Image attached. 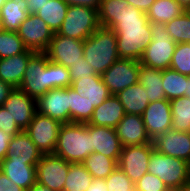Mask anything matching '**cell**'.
I'll return each mask as SVG.
<instances>
[{
    "instance_id": "cell-1",
    "label": "cell",
    "mask_w": 190,
    "mask_h": 191,
    "mask_svg": "<svg viewBox=\"0 0 190 191\" xmlns=\"http://www.w3.org/2000/svg\"><path fill=\"white\" fill-rule=\"evenodd\" d=\"M112 30L116 33L120 59L139 61L152 41L151 22L147 14L131 5L123 7L119 23Z\"/></svg>"
},
{
    "instance_id": "cell-2",
    "label": "cell",
    "mask_w": 190,
    "mask_h": 191,
    "mask_svg": "<svg viewBox=\"0 0 190 191\" xmlns=\"http://www.w3.org/2000/svg\"><path fill=\"white\" fill-rule=\"evenodd\" d=\"M71 85L68 68L49 61L44 52H36L27 63L19 89L37 100L50 89Z\"/></svg>"
},
{
    "instance_id": "cell-3",
    "label": "cell",
    "mask_w": 190,
    "mask_h": 191,
    "mask_svg": "<svg viewBox=\"0 0 190 191\" xmlns=\"http://www.w3.org/2000/svg\"><path fill=\"white\" fill-rule=\"evenodd\" d=\"M91 153V124L71 122L60 126L54 155L69 163H82Z\"/></svg>"
},
{
    "instance_id": "cell-4",
    "label": "cell",
    "mask_w": 190,
    "mask_h": 191,
    "mask_svg": "<svg viewBox=\"0 0 190 191\" xmlns=\"http://www.w3.org/2000/svg\"><path fill=\"white\" fill-rule=\"evenodd\" d=\"M83 51L86 62L91 64L98 75H102L113 63L120 59L116 33L105 27H99L84 40Z\"/></svg>"
},
{
    "instance_id": "cell-5",
    "label": "cell",
    "mask_w": 190,
    "mask_h": 191,
    "mask_svg": "<svg viewBox=\"0 0 190 191\" xmlns=\"http://www.w3.org/2000/svg\"><path fill=\"white\" fill-rule=\"evenodd\" d=\"M152 41L144 49L139 62L155 69L170 68L177 43L171 39L165 24L151 23Z\"/></svg>"
},
{
    "instance_id": "cell-6",
    "label": "cell",
    "mask_w": 190,
    "mask_h": 191,
    "mask_svg": "<svg viewBox=\"0 0 190 191\" xmlns=\"http://www.w3.org/2000/svg\"><path fill=\"white\" fill-rule=\"evenodd\" d=\"M148 173L158 176L169 189L177 190L190 180V163L154 150L149 158Z\"/></svg>"
},
{
    "instance_id": "cell-7",
    "label": "cell",
    "mask_w": 190,
    "mask_h": 191,
    "mask_svg": "<svg viewBox=\"0 0 190 191\" xmlns=\"http://www.w3.org/2000/svg\"><path fill=\"white\" fill-rule=\"evenodd\" d=\"M100 27L98 9L69 5L58 34L84 41Z\"/></svg>"
},
{
    "instance_id": "cell-8",
    "label": "cell",
    "mask_w": 190,
    "mask_h": 191,
    "mask_svg": "<svg viewBox=\"0 0 190 191\" xmlns=\"http://www.w3.org/2000/svg\"><path fill=\"white\" fill-rule=\"evenodd\" d=\"M61 125L59 121L36 112L25 131L43 155L54 154Z\"/></svg>"
},
{
    "instance_id": "cell-9",
    "label": "cell",
    "mask_w": 190,
    "mask_h": 191,
    "mask_svg": "<svg viewBox=\"0 0 190 191\" xmlns=\"http://www.w3.org/2000/svg\"><path fill=\"white\" fill-rule=\"evenodd\" d=\"M153 151V143L122 147L117 162L118 167L135 184L143 175L148 173L149 158Z\"/></svg>"
},
{
    "instance_id": "cell-10",
    "label": "cell",
    "mask_w": 190,
    "mask_h": 191,
    "mask_svg": "<svg viewBox=\"0 0 190 191\" xmlns=\"http://www.w3.org/2000/svg\"><path fill=\"white\" fill-rule=\"evenodd\" d=\"M140 62L132 59H119L101 76L111 95H116L127 87L138 83Z\"/></svg>"
},
{
    "instance_id": "cell-11",
    "label": "cell",
    "mask_w": 190,
    "mask_h": 191,
    "mask_svg": "<svg viewBox=\"0 0 190 191\" xmlns=\"http://www.w3.org/2000/svg\"><path fill=\"white\" fill-rule=\"evenodd\" d=\"M70 163L54 155H42L36 164V181L53 191H63Z\"/></svg>"
},
{
    "instance_id": "cell-12",
    "label": "cell",
    "mask_w": 190,
    "mask_h": 191,
    "mask_svg": "<svg viewBox=\"0 0 190 191\" xmlns=\"http://www.w3.org/2000/svg\"><path fill=\"white\" fill-rule=\"evenodd\" d=\"M24 46L34 52H45L54 32L36 14H29L17 31Z\"/></svg>"
},
{
    "instance_id": "cell-13",
    "label": "cell",
    "mask_w": 190,
    "mask_h": 191,
    "mask_svg": "<svg viewBox=\"0 0 190 191\" xmlns=\"http://www.w3.org/2000/svg\"><path fill=\"white\" fill-rule=\"evenodd\" d=\"M37 112L61 124L70 123V87L48 90L36 100Z\"/></svg>"
},
{
    "instance_id": "cell-14",
    "label": "cell",
    "mask_w": 190,
    "mask_h": 191,
    "mask_svg": "<svg viewBox=\"0 0 190 191\" xmlns=\"http://www.w3.org/2000/svg\"><path fill=\"white\" fill-rule=\"evenodd\" d=\"M83 46L84 41L65 37L55 32L44 53L49 61L68 68L84 56Z\"/></svg>"
},
{
    "instance_id": "cell-15",
    "label": "cell",
    "mask_w": 190,
    "mask_h": 191,
    "mask_svg": "<svg viewBox=\"0 0 190 191\" xmlns=\"http://www.w3.org/2000/svg\"><path fill=\"white\" fill-rule=\"evenodd\" d=\"M146 132L151 140L172 128L170 100L163 99L149 103L142 114Z\"/></svg>"
},
{
    "instance_id": "cell-16",
    "label": "cell",
    "mask_w": 190,
    "mask_h": 191,
    "mask_svg": "<svg viewBox=\"0 0 190 191\" xmlns=\"http://www.w3.org/2000/svg\"><path fill=\"white\" fill-rule=\"evenodd\" d=\"M154 150L160 154L190 163V135L172 128L152 140Z\"/></svg>"
},
{
    "instance_id": "cell-17",
    "label": "cell",
    "mask_w": 190,
    "mask_h": 191,
    "mask_svg": "<svg viewBox=\"0 0 190 191\" xmlns=\"http://www.w3.org/2000/svg\"><path fill=\"white\" fill-rule=\"evenodd\" d=\"M14 118L16 124L25 130L37 112L36 99L19 88H14L3 105Z\"/></svg>"
},
{
    "instance_id": "cell-18",
    "label": "cell",
    "mask_w": 190,
    "mask_h": 191,
    "mask_svg": "<svg viewBox=\"0 0 190 191\" xmlns=\"http://www.w3.org/2000/svg\"><path fill=\"white\" fill-rule=\"evenodd\" d=\"M122 147L152 143L148 136L142 115L125 114L115 127Z\"/></svg>"
},
{
    "instance_id": "cell-19",
    "label": "cell",
    "mask_w": 190,
    "mask_h": 191,
    "mask_svg": "<svg viewBox=\"0 0 190 191\" xmlns=\"http://www.w3.org/2000/svg\"><path fill=\"white\" fill-rule=\"evenodd\" d=\"M91 147L94 152L119 160L122 145L115 128L91 125Z\"/></svg>"
},
{
    "instance_id": "cell-20",
    "label": "cell",
    "mask_w": 190,
    "mask_h": 191,
    "mask_svg": "<svg viewBox=\"0 0 190 191\" xmlns=\"http://www.w3.org/2000/svg\"><path fill=\"white\" fill-rule=\"evenodd\" d=\"M42 155L30 136L23 130L10 138L7 157L4 160L28 161V164L36 166Z\"/></svg>"
},
{
    "instance_id": "cell-21",
    "label": "cell",
    "mask_w": 190,
    "mask_h": 191,
    "mask_svg": "<svg viewBox=\"0 0 190 191\" xmlns=\"http://www.w3.org/2000/svg\"><path fill=\"white\" fill-rule=\"evenodd\" d=\"M125 114L124 106L116 95H110L103 103L94 109L92 117L86 124L115 128Z\"/></svg>"
},
{
    "instance_id": "cell-22",
    "label": "cell",
    "mask_w": 190,
    "mask_h": 191,
    "mask_svg": "<svg viewBox=\"0 0 190 191\" xmlns=\"http://www.w3.org/2000/svg\"><path fill=\"white\" fill-rule=\"evenodd\" d=\"M36 52L27 49L24 53L0 59V79L14 88H19L27 63Z\"/></svg>"
},
{
    "instance_id": "cell-23",
    "label": "cell",
    "mask_w": 190,
    "mask_h": 191,
    "mask_svg": "<svg viewBox=\"0 0 190 191\" xmlns=\"http://www.w3.org/2000/svg\"><path fill=\"white\" fill-rule=\"evenodd\" d=\"M0 170L16 185L27 191L36 182V166L28 161L2 160Z\"/></svg>"
},
{
    "instance_id": "cell-24",
    "label": "cell",
    "mask_w": 190,
    "mask_h": 191,
    "mask_svg": "<svg viewBox=\"0 0 190 191\" xmlns=\"http://www.w3.org/2000/svg\"><path fill=\"white\" fill-rule=\"evenodd\" d=\"M71 87H73L80 96L86 97L95 108L111 95L108 87L102 80V76L98 74L78 79L72 83Z\"/></svg>"
},
{
    "instance_id": "cell-25",
    "label": "cell",
    "mask_w": 190,
    "mask_h": 191,
    "mask_svg": "<svg viewBox=\"0 0 190 191\" xmlns=\"http://www.w3.org/2000/svg\"><path fill=\"white\" fill-rule=\"evenodd\" d=\"M29 14L26 0H6L0 10V29L17 32Z\"/></svg>"
},
{
    "instance_id": "cell-26",
    "label": "cell",
    "mask_w": 190,
    "mask_h": 191,
    "mask_svg": "<svg viewBox=\"0 0 190 191\" xmlns=\"http://www.w3.org/2000/svg\"><path fill=\"white\" fill-rule=\"evenodd\" d=\"M127 114L142 115L150 101L144 87L137 83L116 94Z\"/></svg>"
},
{
    "instance_id": "cell-27",
    "label": "cell",
    "mask_w": 190,
    "mask_h": 191,
    "mask_svg": "<svg viewBox=\"0 0 190 191\" xmlns=\"http://www.w3.org/2000/svg\"><path fill=\"white\" fill-rule=\"evenodd\" d=\"M138 83L146 90L150 103L166 99L163 90L162 70L140 64Z\"/></svg>"
},
{
    "instance_id": "cell-28",
    "label": "cell",
    "mask_w": 190,
    "mask_h": 191,
    "mask_svg": "<svg viewBox=\"0 0 190 191\" xmlns=\"http://www.w3.org/2000/svg\"><path fill=\"white\" fill-rule=\"evenodd\" d=\"M183 12L185 10L176 0H156L146 14L151 23L165 24Z\"/></svg>"
},
{
    "instance_id": "cell-29",
    "label": "cell",
    "mask_w": 190,
    "mask_h": 191,
    "mask_svg": "<svg viewBox=\"0 0 190 191\" xmlns=\"http://www.w3.org/2000/svg\"><path fill=\"white\" fill-rule=\"evenodd\" d=\"M69 5L63 0H49L37 11L39 16L48 27L55 33L61 28L66 17Z\"/></svg>"
},
{
    "instance_id": "cell-30",
    "label": "cell",
    "mask_w": 190,
    "mask_h": 191,
    "mask_svg": "<svg viewBox=\"0 0 190 191\" xmlns=\"http://www.w3.org/2000/svg\"><path fill=\"white\" fill-rule=\"evenodd\" d=\"M116 159L109 158L101 153H91L82 162L93 179H106L118 166Z\"/></svg>"
},
{
    "instance_id": "cell-31",
    "label": "cell",
    "mask_w": 190,
    "mask_h": 191,
    "mask_svg": "<svg viewBox=\"0 0 190 191\" xmlns=\"http://www.w3.org/2000/svg\"><path fill=\"white\" fill-rule=\"evenodd\" d=\"M163 90L167 100L184 97L187 87V76L167 68L162 70Z\"/></svg>"
},
{
    "instance_id": "cell-32",
    "label": "cell",
    "mask_w": 190,
    "mask_h": 191,
    "mask_svg": "<svg viewBox=\"0 0 190 191\" xmlns=\"http://www.w3.org/2000/svg\"><path fill=\"white\" fill-rule=\"evenodd\" d=\"M92 183L93 177L82 163H70L63 191H87Z\"/></svg>"
},
{
    "instance_id": "cell-33",
    "label": "cell",
    "mask_w": 190,
    "mask_h": 191,
    "mask_svg": "<svg viewBox=\"0 0 190 191\" xmlns=\"http://www.w3.org/2000/svg\"><path fill=\"white\" fill-rule=\"evenodd\" d=\"M127 0H101L98 9L100 27L112 29L119 23L120 13L123 7L129 6Z\"/></svg>"
},
{
    "instance_id": "cell-34",
    "label": "cell",
    "mask_w": 190,
    "mask_h": 191,
    "mask_svg": "<svg viewBox=\"0 0 190 191\" xmlns=\"http://www.w3.org/2000/svg\"><path fill=\"white\" fill-rule=\"evenodd\" d=\"M95 107L86 97L80 96L76 90L70 86V123L89 122Z\"/></svg>"
},
{
    "instance_id": "cell-35",
    "label": "cell",
    "mask_w": 190,
    "mask_h": 191,
    "mask_svg": "<svg viewBox=\"0 0 190 191\" xmlns=\"http://www.w3.org/2000/svg\"><path fill=\"white\" fill-rule=\"evenodd\" d=\"M172 112V129L188 132L190 129V98L179 97L170 100Z\"/></svg>"
},
{
    "instance_id": "cell-36",
    "label": "cell",
    "mask_w": 190,
    "mask_h": 191,
    "mask_svg": "<svg viewBox=\"0 0 190 191\" xmlns=\"http://www.w3.org/2000/svg\"><path fill=\"white\" fill-rule=\"evenodd\" d=\"M165 29L176 43H190V13L183 12L172 21L165 23Z\"/></svg>"
},
{
    "instance_id": "cell-37",
    "label": "cell",
    "mask_w": 190,
    "mask_h": 191,
    "mask_svg": "<svg viewBox=\"0 0 190 191\" xmlns=\"http://www.w3.org/2000/svg\"><path fill=\"white\" fill-rule=\"evenodd\" d=\"M26 50L17 32L0 29V59L24 53Z\"/></svg>"
},
{
    "instance_id": "cell-38",
    "label": "cell",
    "mask_w": 190,
    "mask_h": 191,
    "mask_svg": "<svg viewBox=\"0 0 190 191\" xmlns=\"http://www.w3.org/2000/svg\"><path fill=\"white\" fill-rule=\"evenodd\" d=\"M170 68L190 76V43H177Z\"/></svg>"
},
{
    "instance_id": "cell-39",
    "label": "cell",
    "mask_w": 190,
    "mask_h": 191,
    "mask_svg": "<svg viewBox=\"0 0 190 191\" xmlns=\"http://www.w3.org/2000/svg\"><path fill=\"white\" fill-rule=\"evenodd\" d=\"M105 184L108 191H135V184L118 166L105 179Z\"/></svg>"
},
{
    "instance_id": "cell-40",
    "label": "cell",
    "mask_w": 190,
    "mask_h": 191,
    "mask_svg": "<svg viewBox=\"0 0 190 191\" xmlns=\"http://www.w3.org/2000/svg\"><path fill=\"white\" fill-rule=\"evenodd\" d=\"M170 190L164 182L158 177L150 173L143 175L135 183V191H168Z\"/></svg>"
},
{
    "instance_id": "cell-41",
    "label": "cell",
    "mask_w": 190,
    "mask_h": 191,
    "mask_svg": "<svg viewBox=\"0 0 190 191\" xmlns=\"http://www.w3.org/2000/svg\"><path fill=\"white\" fill-rule=\"evenodd\" d=\"M68 70L70 71L71 84L78 79L91 77L96 74L91 64L86 62L84 56L80 58V61H77L75 64L73 63L68 67Z\"/></svg>"
},
{
    "instance_id": "cell-42",
    "label": "cell",
    "mask_w": 190,
    "mask_h": 191,
    "mask_svg": "<svg viewBox=\"0 0 190 191\" xmlns=\"http://www.w3.org/2000/svg\"><path fill=\"white\" fill-rule=\"evenodd\" d=\"M0 129L11 137L23 131L4 106H0Z\"/></svg>"
},
{
    "instance_id": "cell-43",
    "label": "cell",
    "mask_w": 190,
    "mask_h": 191,
    "mask_svg": "<svg viewBox=\"0 0 190 191\" xmlns=\"http://www.w3.org/2000/svg\"><path fill=\"white\" fill-rule=\"evenodd\" d=\"M0 191H25L13 182L0 170Z\"/></svg>"
},
{
    "instance_id": "cell-44",
    "label": "cell",
    "mask_w": 190,
    "mask_h": 191,
    "mask_svg": "<svg viewBox=\"0 0 190 191\" xmlns=\"http://www.w3.org/2000/svg\"><path fill=\"white\" fill-rule=\"evenodd\" d=\"M10 138V135L0 129V162L7 157Z\"/></svg>"
},
{
    "instance_id": "cell-45",
    "label": "cell",
    "mask_w": 190,
    "mask_h": 191,
    "mask_svg": "<svg viewBox=\"0 0 190 191\" xmlns=\"http://www.w3.org/2000/svg\"><path fill=\"white\" fill-rule=\"evenodd\" d=\"M68 5L87 6L94 9H99L101 0H63Z\"/></svg>"
},
{
    "instance_id": "cell-46",
    "label": "cell",
    "mask_w": 190,
    "mask_h": 191,
    "mask_svg": "<svg viewBox=\"0 0 190 191\" xmlns=\"http://www.w3.org/2000/svg\"><path fill=\"white\" fill-rule=\"evenodd\" d=\"M14 87L7 82H3L0 79V106L4 105V102L12 92Z\"/></svg>"
},
{
    "instance_id": "cell-47",
    "label": "cell",
    "mask_w": 190,
    "mask_h": 191,
    "mask_svg": "<svg viewBox=\"0 0 190 191\" xmlns=\"http://www.w3.org/2000/svg\"><path fill=\"white\" fill-rule=\"evenodd\" d=\"M129 4L145 13L150 9L156 0H127Z\"/></svg>"
},
{
    "instance_id": "cell-48",
    "label": "cell",
    "mask_w": 190,
    "mask_h": 191,
    "mask_svg": "<svg viewBox=\"0 0 190 191\" xmlns=\"http://www.w3.org/2000/svg\"><path fill=\"white\" fill-rule=\"evenodd\" d=\"M26 1L29 7V13L36 14L37 11L41 10V7L49 0H26Z\"/></svg>"
},
{
    "instance_id": "cell-49",
    "label": "cell",
    "mask_w": 190,
    "mask_h": 191,
    "mask_svg": "<svg viewBox=\"0 0 190 191\" xmlns=\"http://www.w3.org/2000/svg\"><path fill=\"white\" fill-rule=\"evenodd\" d=\"M87 191H108L106 188L105 179H93V183Z\"/></svg>"
},
{
    "instance_id": "cell-50",
    "label": "cell",
    "mask_w": 190,
    "mask_h": 191,
    "mask_svg": "<svg viewBox=\"0 0 190 191\" xmlns=\"http://www.w3.org/2000/svg\"><path fill=\"white\" fill-rule=\"evenodd\" d=\"M27 191H53V190H51L47 186L36 181L33 184V186L31 188H29Z\"/></svg>"
},
{
    "instance_id": "cell-51",
    "label": "cell",
    "mask_w": 190,
    "mask_h": 191,
    "mask_svg": "<svg viewBox=\"0 0 190 191\" xmlns=\"http://www.w3.org/2000/svg\"><path fill=\"white\" fill-rule=\"evenodd\" d=\"M180 6L187 11L190 8V0H176Z\"/></svg>"
},
{
    "instance_id": "cell-52",
    "label": "cell",
    "mask_w": 190,
    "mask_h": 191,
    "mask_svg": "<svg viewBox=\"0 0 190 191\" xmlns=\"http://www.w3.org/2000/svg\"><path fill=\"white\" fill-rule=\"evenodd\" d=\"M178 191H190V180H188L186 183H184Z\"/></svg>"
},
{
    "instance_id": "cell-53",
    "label": "cell",
    "mask_w": 190,
    "mask_h": 191,
    "mask_svg": "<svg viewBox=\"0 0 190 191\" xmlns=\"http://www.w3.org/2000/svg\"><path fill=\"white\" fill-rule=\"evenodd\" d=\"M185 96L190 98V76H187V87Z\"/></svg>"
},
{
    "instance_id": "cell-54",
    "label": "cell",
    "mask_w": 190,
    "mask_h": 191,
    "mask_svg": "<svg viewBox=\"0 0 190 191\" xmlns=\"http://www.w3.org/2000/svg\"><path fill=\"white\" fill-rule=\"evenodd\" d=\"M6 3V0H0V10H1V7Z\"/></svg>"
}]
</instances>
